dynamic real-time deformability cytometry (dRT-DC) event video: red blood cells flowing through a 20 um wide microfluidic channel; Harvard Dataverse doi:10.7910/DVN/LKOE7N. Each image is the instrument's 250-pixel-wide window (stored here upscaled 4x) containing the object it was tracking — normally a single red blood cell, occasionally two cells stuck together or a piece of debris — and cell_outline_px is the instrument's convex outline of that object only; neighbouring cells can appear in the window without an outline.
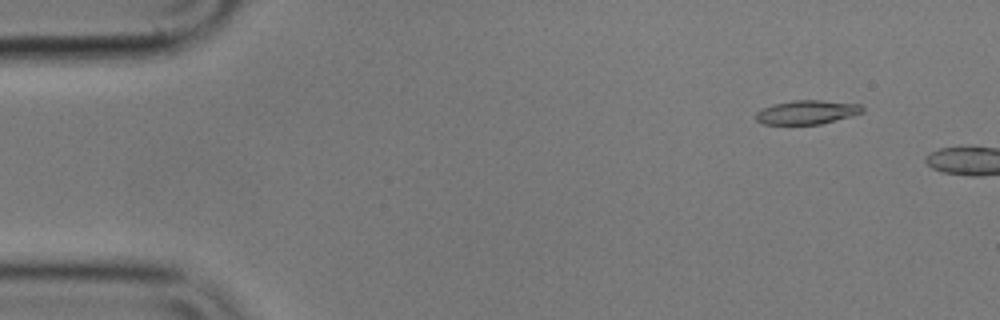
{"species": "common noctule bat (a hibernating species)", "species_latin": "Nyctalus noctula", "temperature_condition": "cold", "stored_images_in_passage": 7, "camera_frame_rate_fps": 3000, "um_per_image_px": 0.085, "animal": {"sex": "male", "body_mass_g": 17.9}, "frame": {"image": 1, "passage_image": 5, "time_ms": 1.333, "image_size_px": [1000, 320], "cell_outline_px": [[864, 112], [852, 116], [820, 124], [764, 124], [756, 120], [756, 112], [772, 104], [792, 100], [820, 100], [860, 104], [864, 108]], "centroid_in_image_um": [68.61, 9.53], "position_along_channel_um": 16.4, "area_um2": 14.85}}